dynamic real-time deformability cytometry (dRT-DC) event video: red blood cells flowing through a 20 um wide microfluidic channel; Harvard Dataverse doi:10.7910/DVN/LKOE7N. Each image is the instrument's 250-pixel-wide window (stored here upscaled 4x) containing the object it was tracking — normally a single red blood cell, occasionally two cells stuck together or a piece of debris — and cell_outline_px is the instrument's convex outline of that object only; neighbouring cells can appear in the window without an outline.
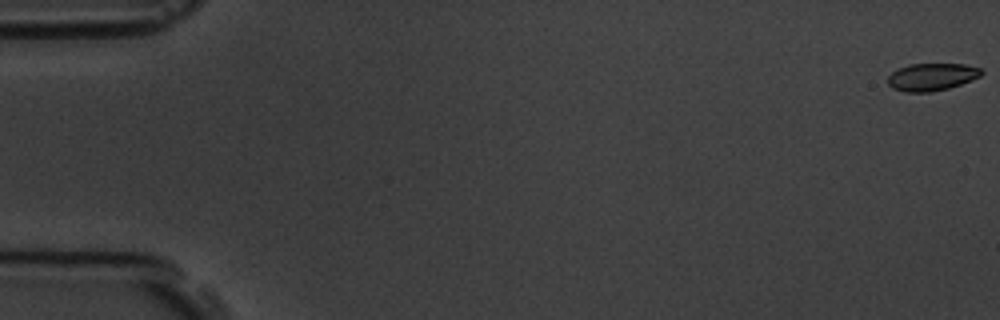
{"species": "common noctule bat (a hibernating species)", "species_latin": "Nyctalus noctula", "temperature_condition": "room temperature", "stored_images_in_passage": 7, "camera_frame_rate_fps": 3000, "um_per_image_px": 0.085, "animal": {"sex": "male", "body_mass_g": 19.5, "forearm_length_mm": 54.6}, "frame": {"image": 1, "passage_image": 1, "time_ms": 0.0, "image_size_px": [1000, 320], "cell_outline_px": [[984, 72], [980, 76], [960, 84], [948, 88], [928, 92], [904, 92], [892, 88], [888, 84], [888, 76], [892, 72], [908, 64], [964, 64], [980, 68]], "centroid_in_image_um": [79.18, 6.53], "position_along_channel_um": 5.8, "area_um2": 14.85}}
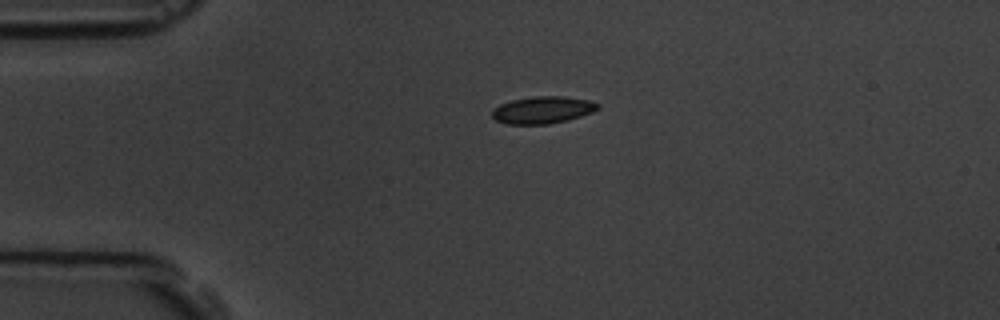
{"frame": {"image": 2, "passage_image": 5, "time_ms": 4.333, "image_size_px": [1000, 320], "cell_outline_px": [[600, 108], [592, 112], [568, 120], [548, 124], [504, 124], [496, 120], [492, 116], [492, 112], [500, 104], [512, 100], [532, 96], [564, 96], [588, 100], [600, 104]], "centroid_in_image_um": [46.14, 9.34], "position_along_channel_um": 38.9, "area_um2": 16.7}}